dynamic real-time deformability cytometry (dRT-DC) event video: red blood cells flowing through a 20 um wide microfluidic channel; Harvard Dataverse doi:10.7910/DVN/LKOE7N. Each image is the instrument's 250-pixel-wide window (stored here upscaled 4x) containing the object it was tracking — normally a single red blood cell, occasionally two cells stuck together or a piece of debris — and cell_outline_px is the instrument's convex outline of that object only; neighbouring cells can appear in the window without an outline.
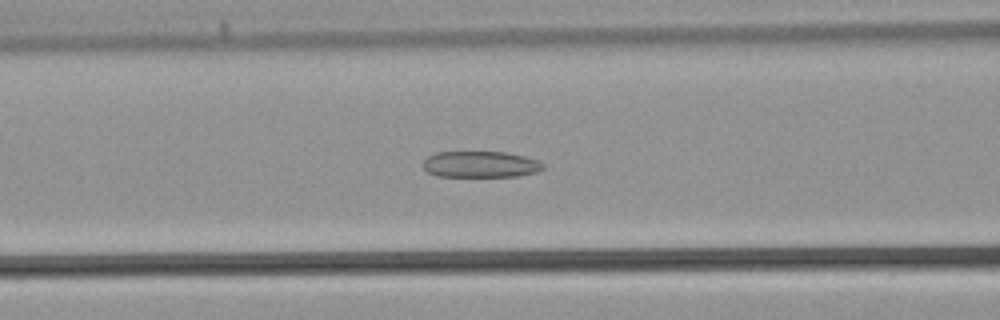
{"species": "common noctule bat (a hibernating species)", "species_latin": "Nyctalus noctula", "temperature_condition": "warm", "stored_images_in_passage": 42, "camera_frame_rate_fps": 3000, "um_per_image_px": 0.085, "animal": {"sex": "male", "body_mass_g": 21.5, "forearm_length_mm": 52.0}, "frame": {"image": 1, "passage_image": 16, "time_ms": 5.0, "image_size_px": [1000, 320], "cell_outline_px": [[544, 168], [536, 172], [516, 176], [436, 176], [428, 172], [424, 168], [424, 160], [428, 156], [436, 152], [504, 152], [524, 156], [540, 160], [544, 164]], "centroid_in_image_um": [40.86, 13.96], "position_along_channel_um": 125.7, "area_um2": 18.32}}
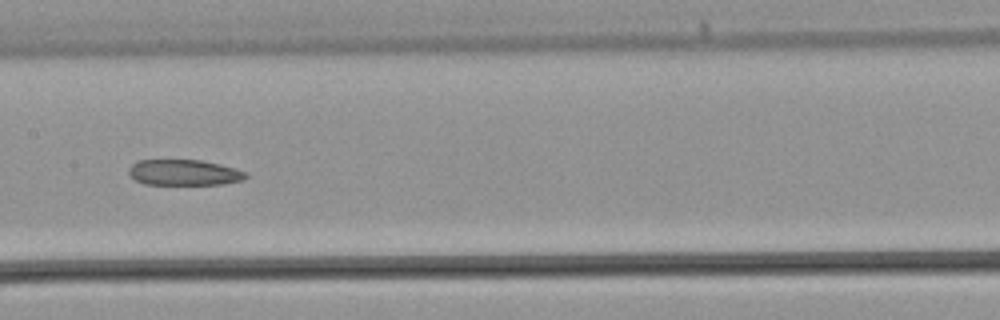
{"frame": {"image": 2, "passage_image": 20, "time_ms": 6.333, "image_size_px": [1000, 320], "cell_outline_px": [[248, 176], [244, 180], [220, 184], [144, 184], [136, 180], [128, 172], [128, 168], [136, 160], [200, 160], [220, 164], [236, 168], [248, 172]], "centroid_in_image_um": [15.67, 14.66], "position_along_channel_um": 191.7, "area_um2": 17.63}}
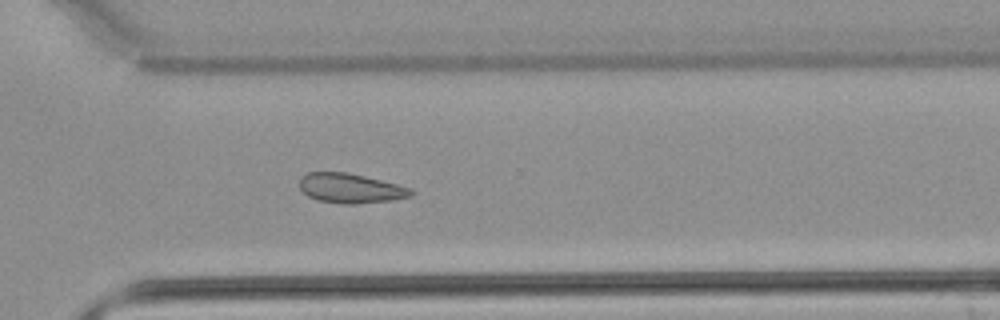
{"frame": {"image": 3, "passage_image": 29, "time_ms": 9.333, "image_size_px": [1000, 320], "cell_outline_px": [[412, 196], [392, 200], [356, 204], [344, 204], [316, 200], [308, 196], [300, 188], [300, 176], [308, 172], [348, 172], [412, 188]], "centroid_in_image_um": [29.77, 16.0], "position_along_channel_um": 340.8, "area_um2": 19.25}}